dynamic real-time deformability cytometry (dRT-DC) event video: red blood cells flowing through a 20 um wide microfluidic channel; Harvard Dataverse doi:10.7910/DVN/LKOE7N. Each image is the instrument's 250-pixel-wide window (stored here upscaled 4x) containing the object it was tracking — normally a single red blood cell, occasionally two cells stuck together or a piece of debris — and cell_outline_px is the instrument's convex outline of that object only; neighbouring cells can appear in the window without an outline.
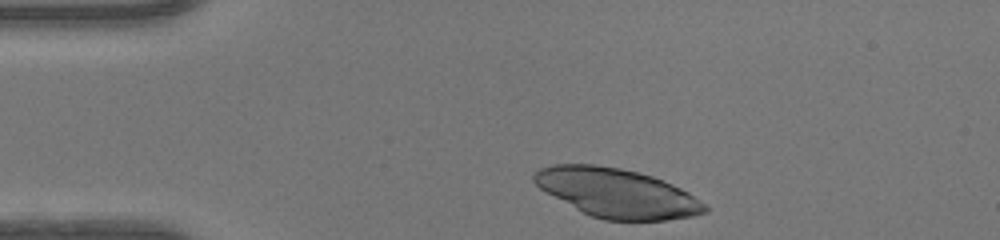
{"species": "human", "species_latin": "Homo sapiens", "temperature_condition": "warm", "stored_images_in_passage": 32, "camera_frame_rate_fps": 3000, "um_per_image_px": 0.085, "donor": {"sex": "female"}, "frame": {"image": 1, "passage_image": 1, "time_ms": 0.0, "image_size_px": [1000, 240], "cell_outline_px": [[708, 212], [692, 216], [664, 220], [604, 220], [592, 216], [576, 208], [540, 188], [532, 180], [532, 176], [540, 168], [552, 164], [596, 164], [620, 168], [652, 176], [664, 180], [688, 192], [700, 200], [708, 208]], "centroid_in_image_um": [52.45, 16.39], "position_along_channel_um": 32.5, "area_um2": 48.26}}
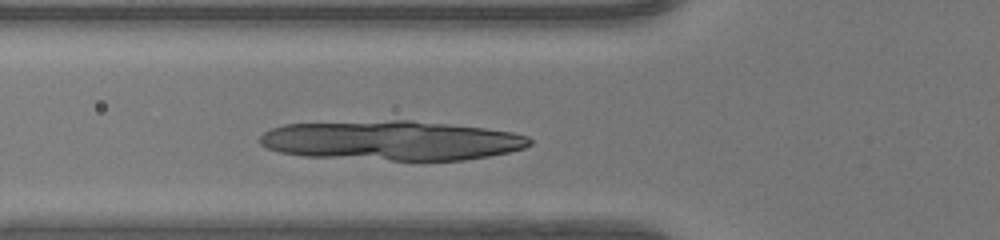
{"frame": {"image": 2, "passage_image": 9, "time_ms": 2.667, "image_size_px": [1000, 240], "cell_outline_px": [[532, 144], [524, 148], [508, 152], [488, 156], [464, 160], [392, 160], [304, 156], [280, 152], [268, 148], [260, 144], [260, 136], [264, 132], [272, 128], [284, 124], [392, 120], [412, 120], [484, 128], [512, 132], [528, 136], [532, 140]], "centroid_in_image_um": [33.3, 11.94], "position_along_channel_um": 92.5, "area_um2": 62.14}}